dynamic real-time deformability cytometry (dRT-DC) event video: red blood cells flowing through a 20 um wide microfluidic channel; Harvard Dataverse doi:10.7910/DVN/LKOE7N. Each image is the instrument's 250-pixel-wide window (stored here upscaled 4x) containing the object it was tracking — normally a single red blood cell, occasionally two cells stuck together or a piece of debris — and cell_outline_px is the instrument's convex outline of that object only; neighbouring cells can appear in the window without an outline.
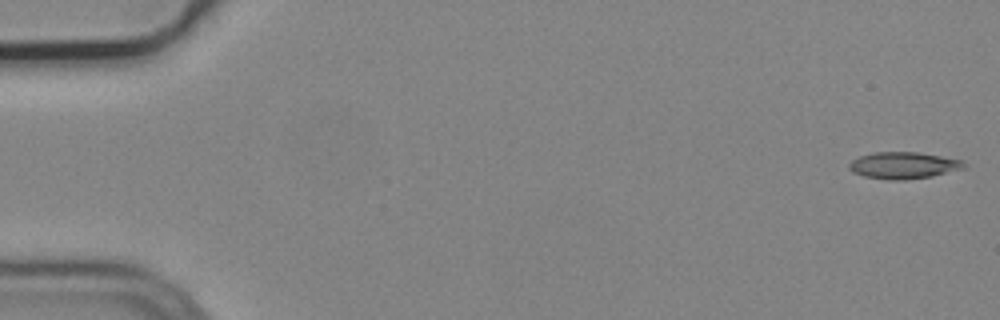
{"species": "common noctule bat (a hibernating species)", "species_latin": "Nyctalus noctula", "temperature_condition": "cold", "stored_images_in_passage": 6, "camera_frame_rate_fps": 3000, "um_per_image_px": 0.085, "animal": {"sex": "male", "body_mass_g": 19.2, "forearm_length_mm": 51.8}, "frame": {"image": 1, "passage_image": 1, "time_ms": 0.0, "image_size_px": [1000, 320], "cell_outline_px": [[968, 164], [964, 168], [932, 176], [904, 180], [888, 180], [864, 176], [852, 172], [848, 168], [848, 164], [852, 160], [860, 156], [872, 152], [920, 152], [964, 160]], "centroid_in_image_um": [76.81, 14.05], "position_along_channel_um": 8.2, "area_um2": 18.09}}
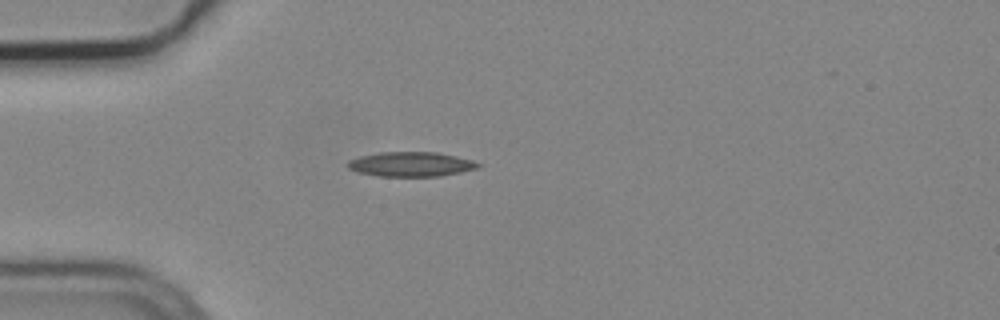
{"frame": {"image": 2, "passage_image": 5, "time_ms": 1.333, "image_size_px": [1000, 320], "cell_outline_px": [[480, 168], [440, 176], [380, 176], [356, 172], [348, 168], [344, 164], [348, 160], [360, 156], [380, 152], [436, 152], [456, 156], [472, 160], [480, 164]], "centroid_in_image_um": [34.89, 13.96], "position_along_channel_um": 50.1, "area_um2": 18.79}}